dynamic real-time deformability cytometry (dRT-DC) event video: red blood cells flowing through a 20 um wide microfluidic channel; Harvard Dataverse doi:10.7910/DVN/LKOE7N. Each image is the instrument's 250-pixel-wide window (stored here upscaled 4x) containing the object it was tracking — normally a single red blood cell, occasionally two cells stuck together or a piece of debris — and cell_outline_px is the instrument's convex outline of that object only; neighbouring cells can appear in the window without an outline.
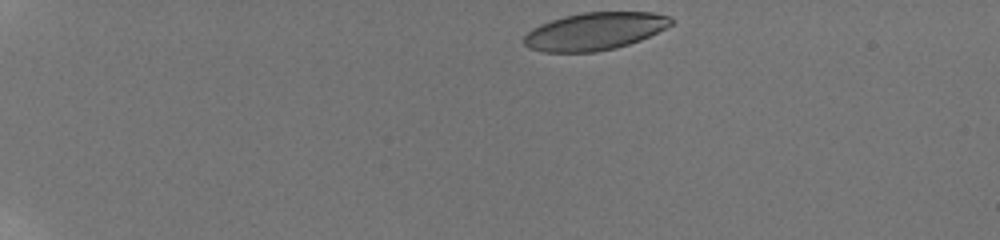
{"species": "human", "species_latin": "Homo sapiens", "temperature_condition": "room temperature", "stored_images_in_passage": 46, "camera_frame_rate_fps": 3000, "um_per_image_px": 0.085, "donor": {"sex": "male"}, "frame": {"image": 1, "passage_image": 1, "time_ms": 0.0, "image_size_px": [1000, 240], "cell_outline_px": [[672, 24], [640, 40], [616, 48], [596, 52], [544, 52], [528, 48], [524, 44], [524, 36], [532, 28], [540, 24], [564, 16], [584, 12], [652, 12], [672, 16]], "centroid_in_image_um": [50.53, 2.66], "position_along_channel_um": 34.5, "area_um2": 32.14}}
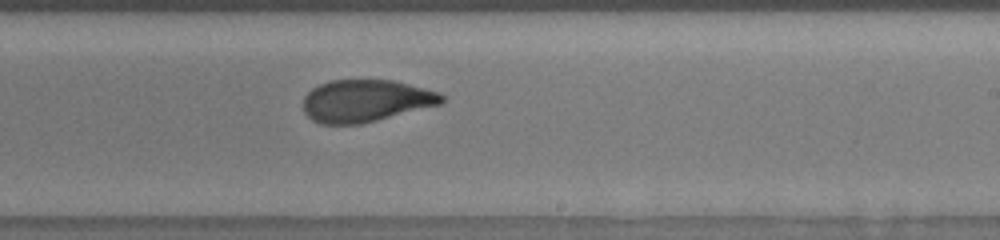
{"frame": {"image": 2, "passage_image": 27, "time_ms": 8.667, "image_size_px": [1000, 240], "cell_outline_px": [[444, 100], [440, 104], [360, 124], [320, 124], [312, 120], [304, 112], [304, 96], [312, 88], [328, 80], [392, 80], [440, 92], [444, 96]], "centroid_in_image_um": [31.06, 8.56], "position_along_channel_um": 257.9, "area_um2": 33.87}}
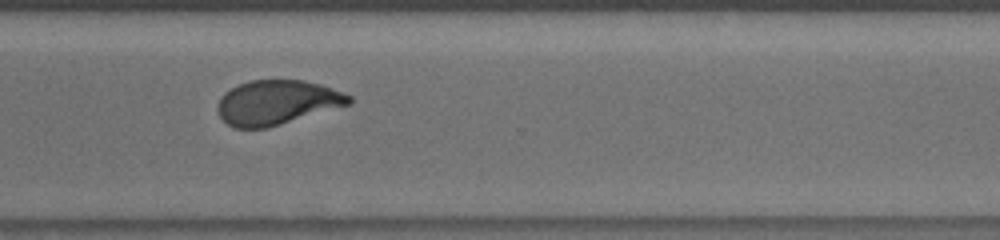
{"frame": {"image": 3, "passage_image": 34, "time_ms": 11.0, "image_size_px": [1000, 240], "cell_outline_px": [[352, 104], [268, 128], [236, 128], [228, 124], [220, 116], [216, 108], [220, 96], [224, 92], [240, 84], [252, 80], [304, 80], [320, 84], [352, 96]], "centroid_in_image_um": [23.55, 8.71], "position_along_channel_um": 347.1, "area_um2": 34.16}, "authors_computed_cell_mechanics": {"area_um2": 34.3332, "velocity_mm_per_s": 3.8218, "shape_relaxation_time_tau1_ms": 4.2647, "shape_relaxation_time_tau2_ms": 1.3938, "deformation_change_tau1": 0.1766, "deformation_change_tau2": 0.0778}}